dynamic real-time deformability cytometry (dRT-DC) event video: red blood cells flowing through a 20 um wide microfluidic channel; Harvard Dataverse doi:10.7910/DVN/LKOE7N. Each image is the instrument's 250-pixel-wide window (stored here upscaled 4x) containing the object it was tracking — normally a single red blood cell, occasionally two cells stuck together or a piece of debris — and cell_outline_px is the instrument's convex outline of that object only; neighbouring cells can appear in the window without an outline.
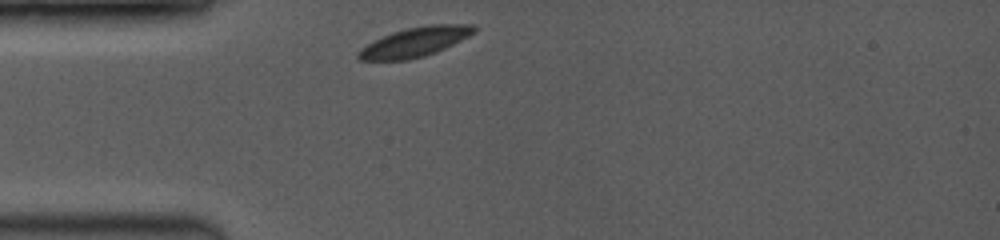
{"species": "common noctule bat (a hibernating species)", "species_latin": "Nyctalus noctula", "temperature_condition": "room temperature", "stored_images_in_passage": 30, "camera_frame_rate_fps": 3500, "um_per_image_px": 0.085, "animal": {"sex": "female", "body_mass_g": 19.0, "forearm_length_mm": 53.3}, "frame": {"image": 1, "passage_image": 1, "time_ms": 0.0, "image_size_px": [1000, 240], "cell_outline_px": [[476, 32], [436, 52], [424, 56], [408, 60], [360, 60], [356, 56], [356, 52], [360, 48], [392, 32], [408, 28], [428, 24], [476, 24]], "centroid_in_image_um": [35.28, 3.57], "position_along_channel_um": 49.7, "area_um2": 19.77}}
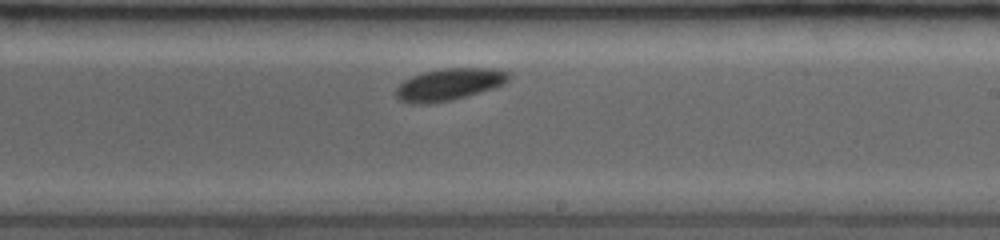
{"frame": {"image": 2, "passage_image": 16, "time_ms": 5.429, "image_size_px": [1000, 240], "cell_outline_px": [[512, 76], [504, 84], [496, 88], [452, 100], [428, 104], [412, 104], [400, 100], [396, 96], [396, 88], [404, 80], [412, 76], [424, 72], [444, 68], [492, 68], [508, 72]], "centroid_in_image_um": [38.2, 7.18], "position_along_channel_um": 250.8, "area_um2": 21.15}}
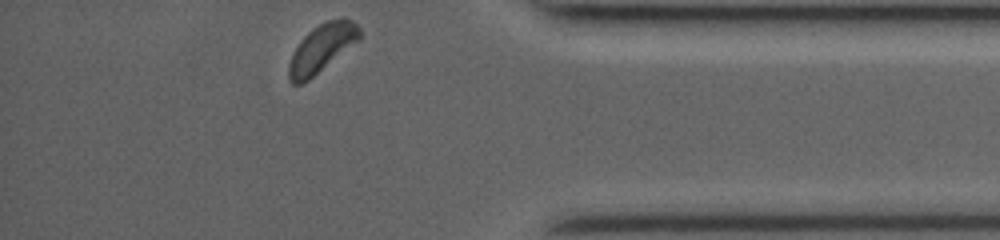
{"frame": {"image": 3, "passage_image": 29, "time_ms": 9.714, "image_size_px": [1000, 240], "cell_outline_px": [[360, 40], [308, 80], [300, 84], [292, 84], [288, 80], [288, 64], [300, 40], [308, 32], [320, 24], [328, 20], [344, 16], [352, 20], [360, 28]], "centroid_in_image_um": [27.36, 4.08], "position_along_channel_um": 407.8, "area_um2": 19.71}, "authors_computed_cell_mechanics": {"area_um2": 20.3456, "velocity_mm_per_s": 3.9301, "shape_relaxation_time_tau1_ms": 2.2388, "shape_relaxation_time_tau2_ms": null, "deformation_change_tau1": 0.069, "deformation_change_tau2": null}}